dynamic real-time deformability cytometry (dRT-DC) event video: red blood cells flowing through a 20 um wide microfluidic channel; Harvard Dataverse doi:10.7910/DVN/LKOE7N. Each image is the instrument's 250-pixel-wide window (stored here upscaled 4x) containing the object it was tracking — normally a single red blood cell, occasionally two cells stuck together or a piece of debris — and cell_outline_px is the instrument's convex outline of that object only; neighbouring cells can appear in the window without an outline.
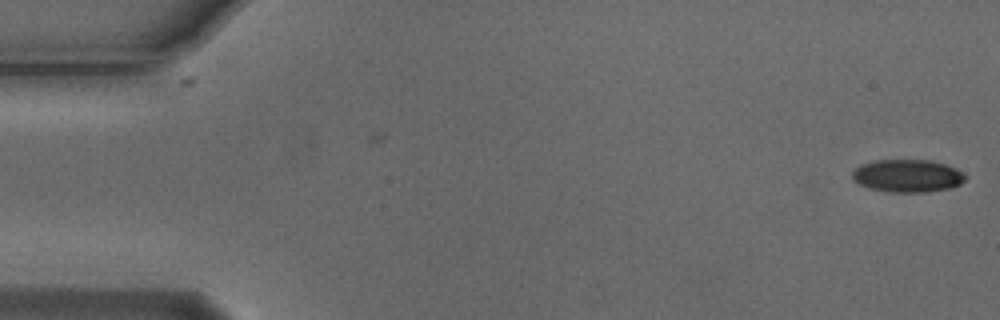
{"species": "Egyptian fruit bat (a non-hibernating species)", "species_latin": "Rousettus aegyptiacus", "temperature_condition": "cold", "stored_images_in_passage": 6, "camera_frame_rate_fps": 3000, "um_per_image_px": 0.085, "animal": {"sex": "male"}, "frame": {"image": 1, "passage_image": 6, "time_ms": 1.667, "image_size_px": [1000, 320], "cell_outline_px": [[968, 176], [960, 184], [952, 188], [928, 192], [888, 192], [868, 188], [852, 180], [852, 172], [860, 164], [872, 160], [928, 160], [944, 164], [956, 168]], "centroid_in_image_um": [77.13, 14.95], "position_along_channel_um": 7.9, "area_um2": 21.79}}